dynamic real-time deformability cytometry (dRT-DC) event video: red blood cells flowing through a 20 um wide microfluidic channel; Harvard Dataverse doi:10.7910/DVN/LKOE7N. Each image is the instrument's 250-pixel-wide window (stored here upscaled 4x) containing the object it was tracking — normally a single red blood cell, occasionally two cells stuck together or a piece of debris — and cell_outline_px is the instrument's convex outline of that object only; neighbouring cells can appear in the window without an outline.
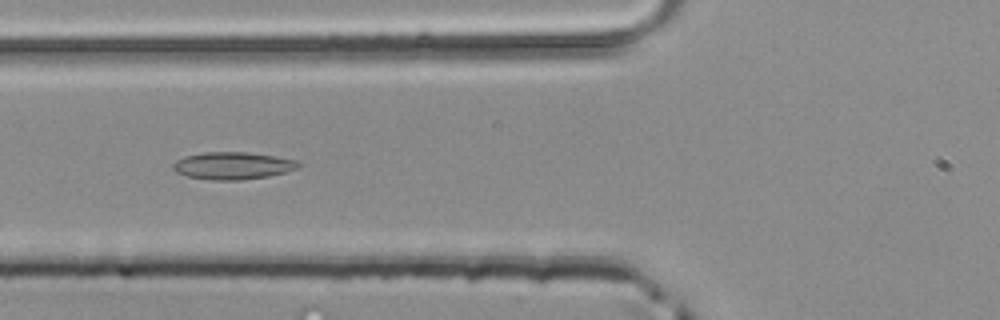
{"species": "common noctule bat (a hibernating species)", "species_latin": "Nyctalus noctula", "temperature_condition": "room temperature", "stored_images_in_passage": 7, "camera_frame_rate_fps": 3000, "um_per_image_px": 0.085, "animal": {"sex": "male", "body_mass_g": 20.4}, "frame": {"image": 1, "passage_image": 5, "time_ms": 1.333, "image_size_px": [1000, 320], "cell_outline_px": [[300, 164], [296, 168], [284, 172], [268, 176], [244, 180], [212, 180], [188, 176], [176, 172], [172, 168], [172, 164], [176, 160], [184, 156], [204, 152], [248, 152], [296, 160]], "centroid_in_image_um": [19.73, 14.08], "position_along_channel_um": 106.1, "area_um2": 19.83}}